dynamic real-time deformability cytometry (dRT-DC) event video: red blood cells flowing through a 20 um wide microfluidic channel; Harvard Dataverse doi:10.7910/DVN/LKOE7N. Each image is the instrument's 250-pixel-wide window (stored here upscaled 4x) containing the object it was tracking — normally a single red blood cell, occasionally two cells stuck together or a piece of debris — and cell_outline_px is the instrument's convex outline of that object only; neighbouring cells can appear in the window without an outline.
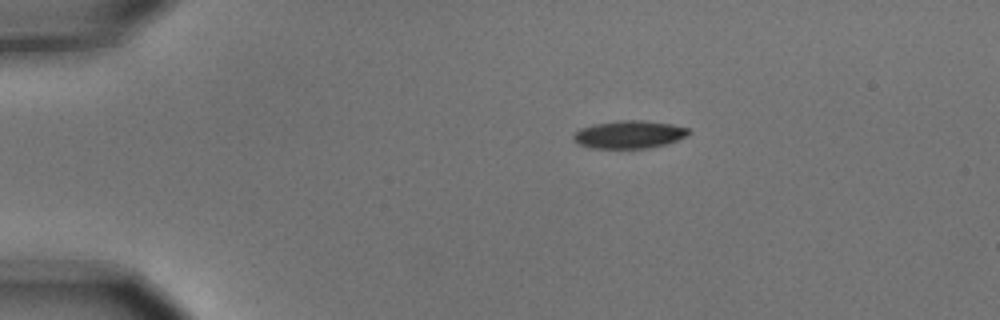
{"species": "common noctule bat (a hibernating species)", "species_latin": "Nyctalus noctula", "temperature_condition": "cold", "stored_images_in_passage": 4, "camera_frame_rate_fps": 3000, "um_per_image_px": 0.085, "animal": {"sex": "male", "body_mass_g": 15.6}, "frame": {"image": 1, "passage_image": 1, "time_ms": 0.0, "image_size_px": [1000, 320], "cell_outline_px": [[692, 132], [688, 136], [668, 144], [648, 148], [592, 148], [580, 144], [572, 140], [572, 136], [580, 128], [592, 124], [616, 120], [640, 120], [672, 124], [688, 128]], "centroid_in_image_um": [53.5, 11.43], "position_along_channel_um": 31.5, "area_um2": 18.9}}
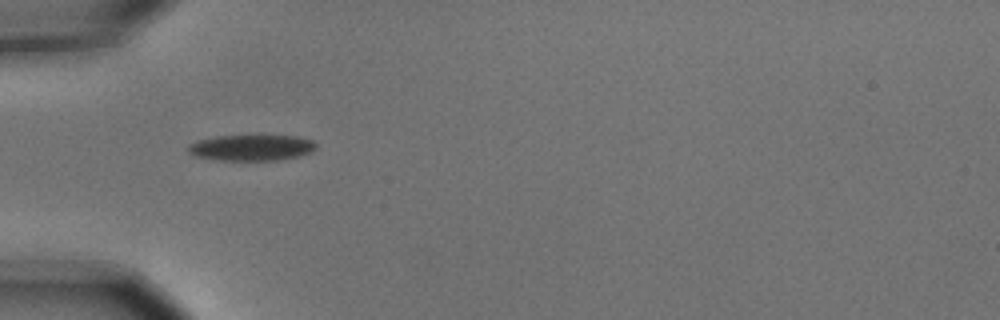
{"frame": {"image": 2, "passage_image": 3, "time_ms": 0.667, "image_size_px": [1000, 320], "cell_outline_px": [[316, 148], [312, 152], [300, 156], [276, 160], [216, 160], [192, 156], [188, 152], [188, 144], [196, 140], [216, 136], [260, 132], [296, 136], [312, 140], [316, 144]], "centroid_in_image_um": [21.36, 12.49], "position_along_channel_um": 63.6, "area_um2": 20.63}}
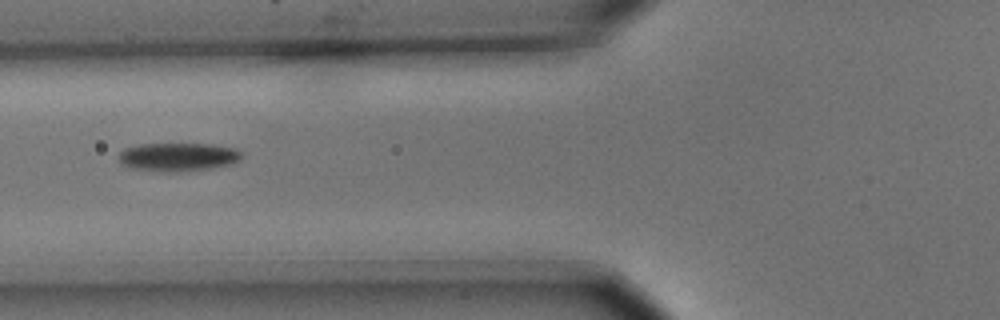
{"frame": {"image": 3, "passage_image": 4, "time_ms": 1.0, "image_size_px": [1000, 320], "cell_outline_px": [[244, 152], [240, 160], [232, 164], [212, 168], [180, 172], [164, 172], [132, 168], [124, 164], [120, 160], [120, 152], [124, 148], [140, 144], [212, 144], [236, 148]], "centroid_in_image_um": [15.21, 13.34], "position_along_channel_um": 110.6, "area_um2": 20.52}}